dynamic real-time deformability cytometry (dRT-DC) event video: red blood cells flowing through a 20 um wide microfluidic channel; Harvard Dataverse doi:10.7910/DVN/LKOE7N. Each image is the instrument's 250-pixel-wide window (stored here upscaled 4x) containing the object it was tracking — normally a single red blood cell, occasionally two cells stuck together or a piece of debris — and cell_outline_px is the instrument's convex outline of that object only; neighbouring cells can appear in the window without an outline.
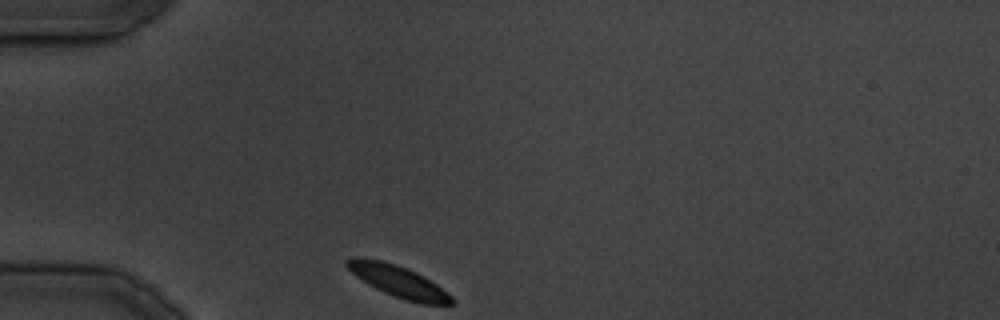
{"species": "common noctule bat (a hibernating species)", "species_latin": "Nyctalus noctula", "temperature_condition": "cold", "stored_images_in_passage": 5, "camera_frame_rate_fps": 3000, "um_per_image_px": 0.085, "animal": {"sex": "male", "body_mass_g": 19.5, "forearm_length_mm": 54.6}, "frame": {"image": 1, "passage_image": 1, "time_ms": 0.0, "image_size_px": [1000, 320], "cell_outline_px": [[456, 300], [452, 304], [420, 304], [404, 300], [384, 292], [368, 284], [356, 276], [344, 264], [344, 260], [352, 256], [356, 256], [384, 260], [408, 268], [424, 276], [448, 292]], "centroid_in_image_um": [33.85, 23.89], "position_along_channel_um": 51.2, "area_um2": 19.59}}